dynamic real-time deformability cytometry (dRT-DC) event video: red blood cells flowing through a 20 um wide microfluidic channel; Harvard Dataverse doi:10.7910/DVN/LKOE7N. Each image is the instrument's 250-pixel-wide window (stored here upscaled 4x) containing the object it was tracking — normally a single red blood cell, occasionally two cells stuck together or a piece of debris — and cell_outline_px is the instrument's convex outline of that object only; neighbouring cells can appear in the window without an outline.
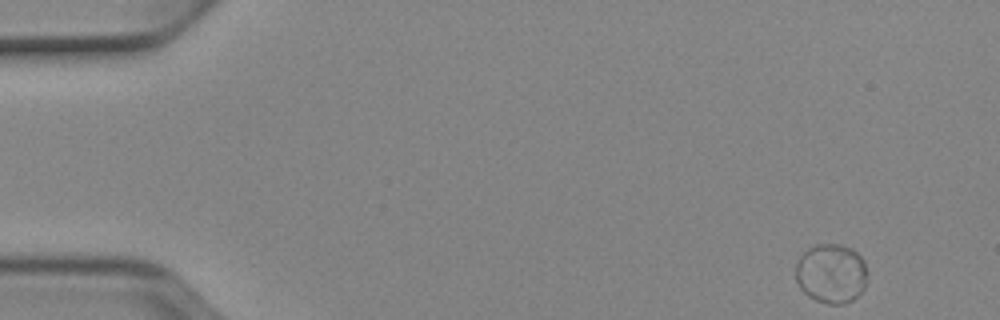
{"species": "Egyptian fruit bat (a non-hibernating species)", "species_latin": "Rousettus aegyptiacus", "temperature_condition": "cold", "stored_images_in_passage": 51, "segment_of_instrument_passage": [1, 2], "camera_frame_rate_fps": 3000, "um_per_image_px": 0.085, "animal": {"sex": "female"}, "frame": {"image": 1, "passage_image": 1, "time_ms": 0.0, "image_size_px": [1000, 320], "cell_outline_px": [[868, 276], [864, 288], [852, 300], [844, 304], [828, 304], [816, 300], [808, 296], [800, 288], [796, 280], [796, 264], [800, 256], [808, 248], [816, 244], [840, 244], [852, 248], [864, 260]], "centroid_in_image_um": [70.66, 23.24], "position_along_channel_um": 14.3, "area_um2": 25.03}}
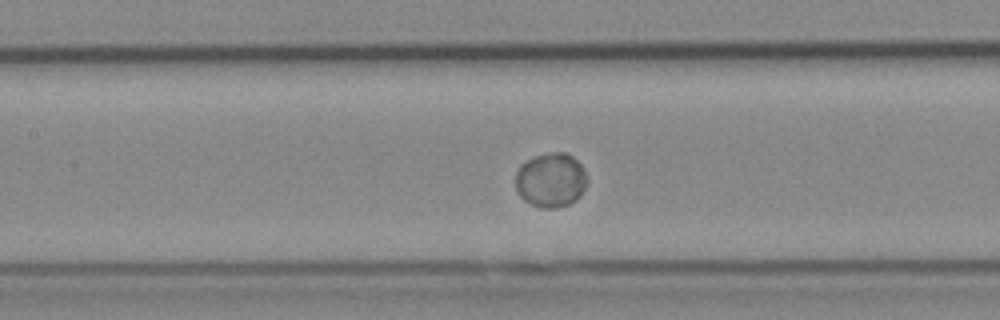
{"frame": {"image": 2, "passage_image": 22, "time_ms": 7.0, "image_size_px": [1000, 320], "cell_outline_px": [[588, 180], [580, 196], [576, 200], [568, 204], [556, 208], [544, 208], [532, 204], [524, 200], [516, 192], [516, 172], [520, 164], [536, 156], [552, 152], [564, 152], [572, 156], [580, 164]], "centroid_in_image_um": [46.81, 15.31], "position_along_channel_um": 160.6, "area_um2": 22.6}}
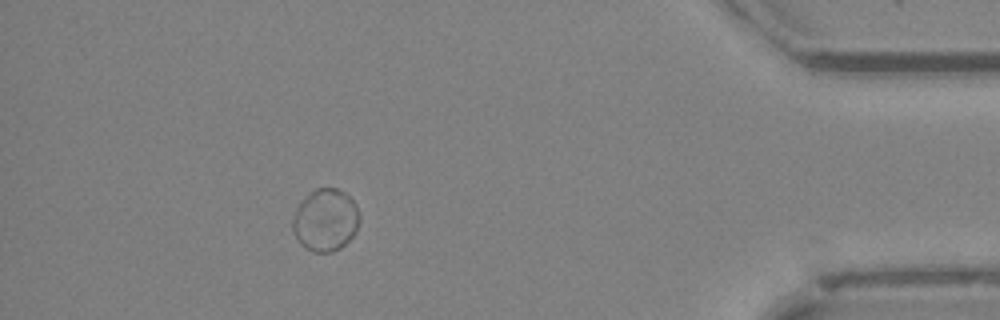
{"frame": {"image": 3, "passage_image": 45, "time_ms": 14.667, "image_size_px": [1000, 320], "cell_outline_px": [[360, 220], [356, 232], [340, 248], [332, 252], [312, 252], [304, 248], [300, 244], [292, 232], [292, 220], [296, 208], [316, 188], [336, 188], [344, 192], [356, 204], [360, 216]], "centroid_in_image_um": [27.66, 18.73], "position_along_channel_um": 407.5, "area_um2": 24.28}}